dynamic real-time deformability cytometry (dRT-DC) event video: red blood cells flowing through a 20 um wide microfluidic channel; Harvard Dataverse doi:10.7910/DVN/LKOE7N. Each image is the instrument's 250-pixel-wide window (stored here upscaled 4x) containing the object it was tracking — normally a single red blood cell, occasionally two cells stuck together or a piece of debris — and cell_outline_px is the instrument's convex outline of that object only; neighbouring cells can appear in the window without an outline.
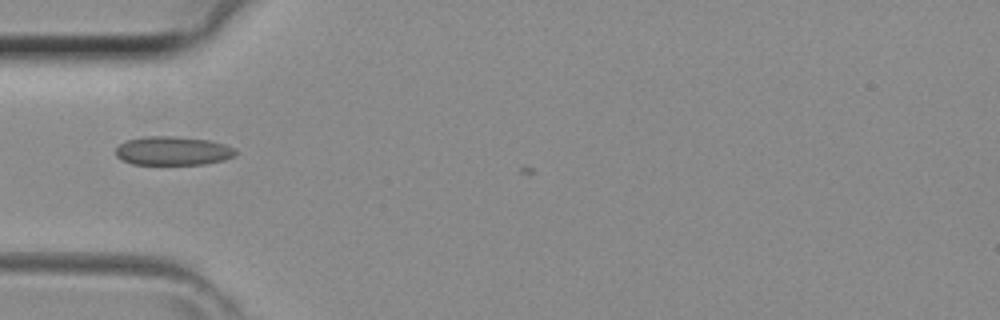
{"species": "common noctule bat (a hibernating species)", "species_latin": "Nyctalus noctula", "temperature_condition": "room temperature", "stored_images_in_passage": 2, "camera_frame_rate_fps": 3000, "um_per_image_px": 0.085, "animal": {"sex": "female", "body_mass_g": 29.2, "forearm_length_mm": 56.3}, "frame": {"image": 1, "passage_image": 1, "time_ms": 0.0, "image_size_px": [1000, 320], "cell_outline_px": [[236, 156], [224, 160], [204, 164], [132, 164], [120, 160], [116, 156], [116, 148], [124, 140], [144, 136], [172, 136], [208, 140], [224, 144], [236, 148]], "centroid_in_image_um": [14.68, 12.82], "position_along_channel_um": 70.3, "area_um2": 20.29}}